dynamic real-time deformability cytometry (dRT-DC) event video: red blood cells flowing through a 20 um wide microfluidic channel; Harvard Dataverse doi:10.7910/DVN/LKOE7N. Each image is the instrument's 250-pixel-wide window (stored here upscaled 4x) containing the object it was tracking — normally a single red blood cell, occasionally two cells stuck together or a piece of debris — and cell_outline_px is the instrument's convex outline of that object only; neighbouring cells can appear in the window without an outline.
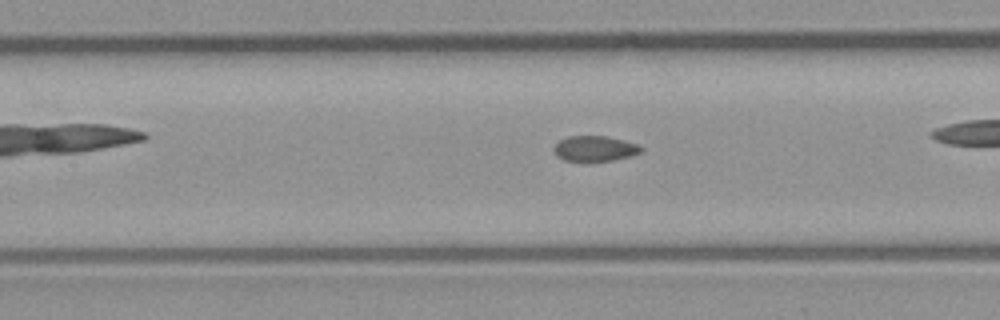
{"species": "common noctule bat (a hibernating species)", "species_latin": "Nyctalus noctula", "temperature_condition": "room temperature", "stored_images_in_passage": 42, "camera_frame_rate_fps": 3000, "um_per_image_px": 0.085, "animal": {"sex": "male", "body_mass_g": 23.1, "forearm_length_mm": 52.7}, "frame": {"image": 1, "passage_image": 24, "time_ms": 7.667, "image_size_px": [1000, 320], "cell_outline_px": [[644, 148], [640, 152], [628, 156], [612, 160], [564, 160], [556, 156], [552, 148], [560, 140], [568, 136], [604, 136], [624, 140], [636, 144]], "centroid_in_image_um": [50.52, 12.61], "position_along_channel_um": 156.9, "area_um2": 12.6}}
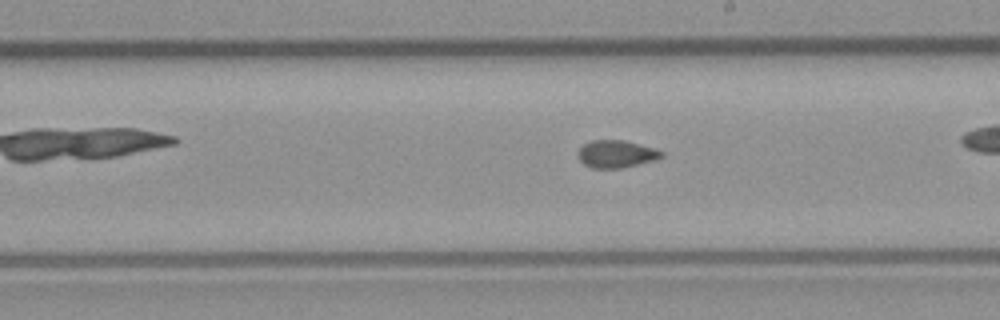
{"frame": {"image": 2, "passage_image": 30, "time_ms": 9.667, "image_size_px": [1000, 320], "cell_outline_px": [[664, 156], [652, 160], [620, 168], [592, 168], [584, 164], [576, 156], [576, 152], [584, 144], [592, 140], [624, 140], [652, 148], [664, 152]], "centroid_in_image_um": [52.32, 13.08], "position_along_channel_um": 236.7, "area_um2": 13.18}}